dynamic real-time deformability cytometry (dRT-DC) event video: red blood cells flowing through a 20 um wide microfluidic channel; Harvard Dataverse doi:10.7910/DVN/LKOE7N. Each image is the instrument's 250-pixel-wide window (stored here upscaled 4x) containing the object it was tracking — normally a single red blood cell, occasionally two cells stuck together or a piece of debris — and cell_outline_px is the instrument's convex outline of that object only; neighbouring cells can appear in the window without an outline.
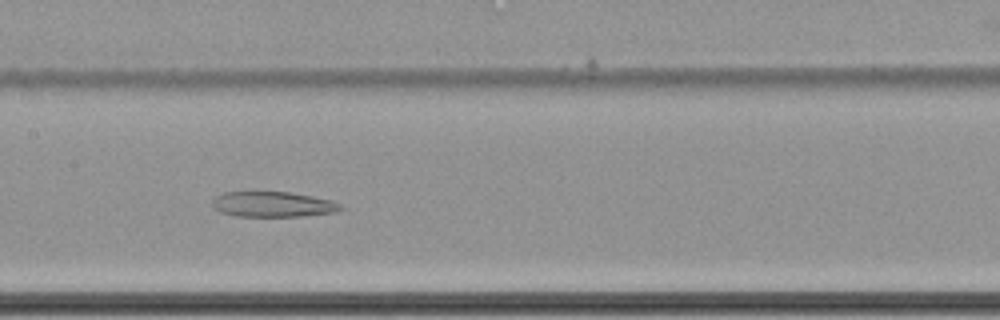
{"species": "common noctule bat (a hibernating species)", "species_latin": "Nyctalus noctula", "temperature_condition": "cold", "stored_images_in_passage": 67, "camera_frame_rate_fps": 3000, "um_per_image_px": 0.085, "animal": {"sex": "female", "body_mass_g": 22.7, "forearm_length_mm": 54.2}, "frame": {"image": 1, "passage_image": 38, "time_ms": 12.333, "image_size_px": [1000, 320], "cell_outline_px": [[344, 208], [336, 212], [300, 216], [236, 216], [220, 212], [212, 208], [212, 200], [216, 196], [224, 192], [288, 192], [312, 196], [332, 200], [340, 204]], "centroid_in_image_um": [23.17, 17.37], "position_along_channel_um": 184.2, "area_um2": 18.96}}
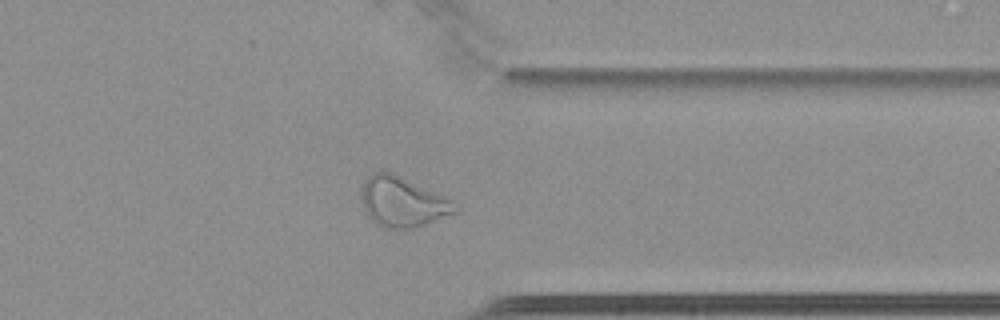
{"frame": {"image": 2, "passage_image": 55, "time_ms": 18.0, "image_size_px": [1000, 320], "cell_outline_px": [[460, 212], [416, 228], [384, 228], [376, 224], [368, 216], [364, 208], [360, 196], [360, 192], [364, 180], [372, 172], [392, 172], [444, 196], [452, 200], [460, 208]], "centroid_in_image_um": [34.23, 17.18], "position_along_channel_um": 377.2, "area_um2": 27.63}}
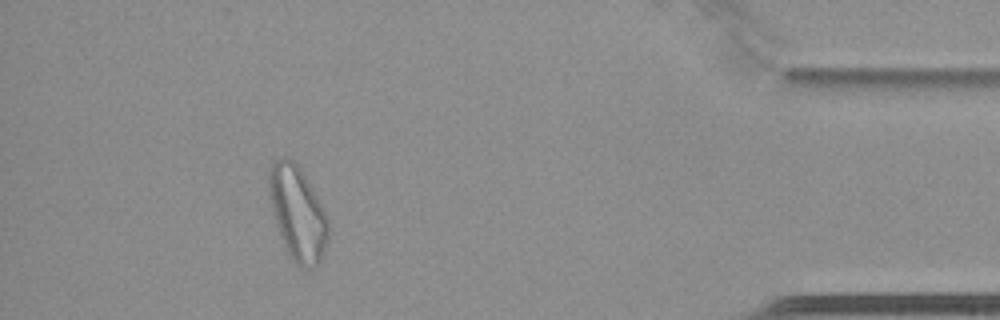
{"frame": {"image": 3, "passage_image": 62, "time_ms": 20.333, "image_size_px": [1000, 320], "cell_outline_px": [[328, 240], [320, 260], [312, 268], [300, 268], [292, 260], [280, 236], [272, 212], [268, 192], [268, 172], [272, 164], [280, 156], [288, 156], [300, 168], [316, 196], [328, 220]], "centroid_in_image_um": [25.26, 18.12], "position_along_channel_um": 409.9, "area_um2": 32.25}}